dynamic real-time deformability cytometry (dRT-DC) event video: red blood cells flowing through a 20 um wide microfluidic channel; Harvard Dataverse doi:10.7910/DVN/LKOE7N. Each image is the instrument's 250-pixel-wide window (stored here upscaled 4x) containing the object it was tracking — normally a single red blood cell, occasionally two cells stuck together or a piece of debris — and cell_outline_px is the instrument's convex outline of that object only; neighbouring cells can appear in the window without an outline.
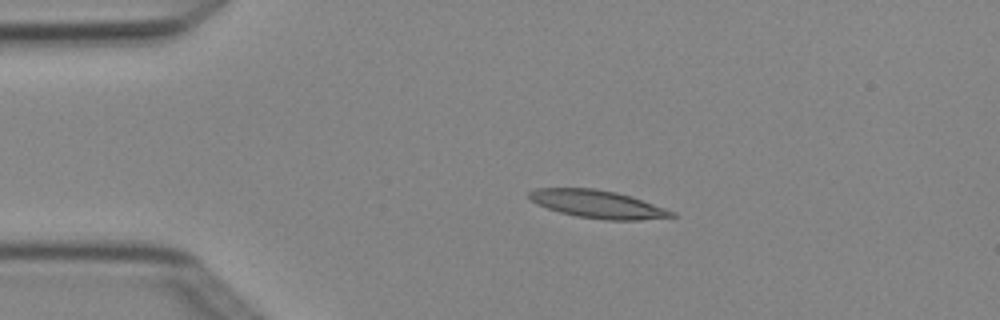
{"species": "Egyptian fruit bat (a non-hibernating species)", "species_latin": "Rousettus aegyptiacus", "temperature_condition": "cold", "stored_images_in_passage": 4, "camera_frame_rate_fps": 3000, "um_per_image_px": 0.085, "animal": {"sex": "female"}, "frame": {"image": 1, "passage_image": 3, "time_ms": 0.667, "image_size_px": [1000, 320], "cell_outline_px": [[676, 216], [640, 220], [604, 220], [576, 216], [560, 212], [536, 204], [528, 196], [528, 192], [536, 188], [592, 188], [616, 192], [676, 212]], "centroid_in_image_um": [50.76, 17.36], "position_along_channel_um": 34.2, "area_um2": 22.83}}